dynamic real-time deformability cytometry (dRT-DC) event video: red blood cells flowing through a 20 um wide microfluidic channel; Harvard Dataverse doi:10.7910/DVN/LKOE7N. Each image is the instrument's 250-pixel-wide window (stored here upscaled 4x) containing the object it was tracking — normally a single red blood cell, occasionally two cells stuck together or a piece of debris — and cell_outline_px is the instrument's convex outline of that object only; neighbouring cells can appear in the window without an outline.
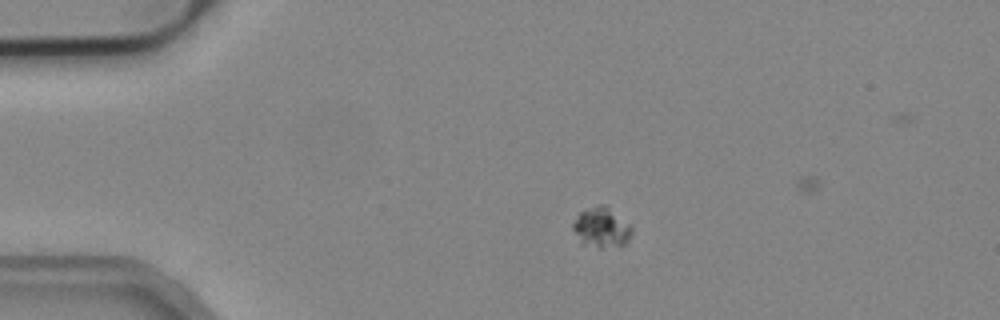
{"species": "common noctule bat (a hibernating species)", "species_latin": "Nyctalus noctula", "temperature_condition": "cold", "stored_images_in_passage": 6, "camera_frame_rate_fps": 3000, "um_per_image_px": 0.085, "animal": {"sex": "male", "body_mass_g": 19.2, "forearm_length_mm": 51.8}, "frame": {"image": 1, "passage_image": 1, "time_ms": 0.0, "image_size_px": [1000, 320], "cell_outline_px": [[632, 232], [628, 240], [624, 244], [600, 248], [584, 244], [572, 228], [572, 224], [580, 212], [596, 204], [608, 204], [632, 224]], "centroid_in_image_um": [51.18, 19.28], "position_along_channel_um": 33.8, "area_um2": 13.93}}